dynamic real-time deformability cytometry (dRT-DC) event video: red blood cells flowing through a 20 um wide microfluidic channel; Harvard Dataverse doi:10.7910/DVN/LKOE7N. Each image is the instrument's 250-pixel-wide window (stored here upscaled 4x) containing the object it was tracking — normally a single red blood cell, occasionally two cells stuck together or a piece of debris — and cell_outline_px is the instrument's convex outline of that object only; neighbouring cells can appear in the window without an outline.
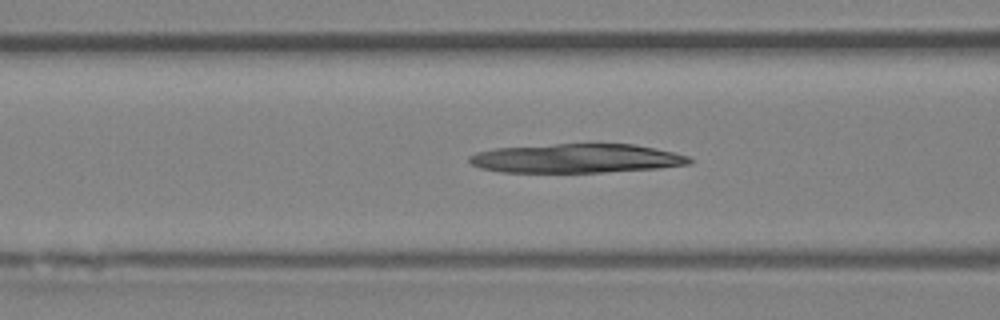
{"species": "Egyptian fruit bat (a non-hibernating species)", "species_latin": "Rousettus aegyptiacus", "temperature_condition": "room temperature", "stored_images_in_passage": 41, "camera_frame_rate_fps": 3000, "um_per_image_px": 0.085, "animal": {"sex": "female"}, "frame": {"image": 1, "passage_image": 18, "time_ms": 5.667, "image_size_px": [1000, 320], "cell_outline_px": [[692, 164], [660, 168], [604, 172], [500, 172], [480, 168], [472, 164], [468, 160], [468, 156], [476, 152], [496, 148], [556, 144], [636, 144], [656, 148], [688, 156], [692, 160]], "centroid_in_image_um": [49.01, 13.46], "position_along_channel_um": 117.6, "area_um2": 37.34}}
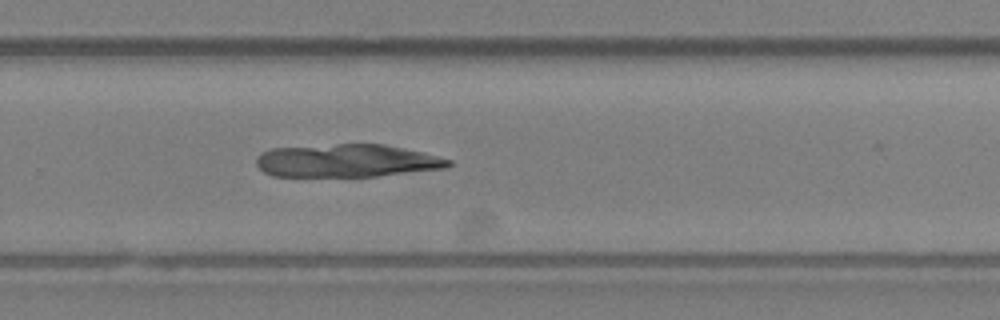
{"frame": {"image": 2, "passage_image": 31, "time_ms": 10.0, "image_size_px": [1000, 320], "cell_outline_px": [[452, 164], [448, 168], [376, 176], [272, 176], [264, 172], [256, 164], [256, 156], [260, 152], [272, 148], [336, 144], [384, 144], [404, 148], [452, 160]], "centroid_in_image_um": [29.46, 13.66], "position_along_channel_um": 300.3, "area_um2": 36.88}}
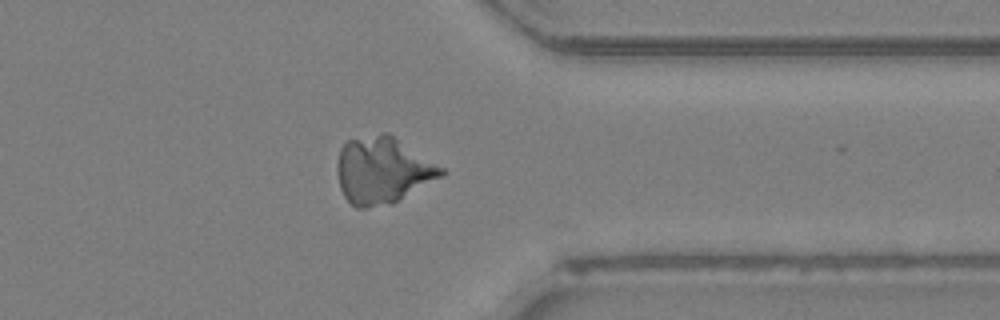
{"frame": {"image": 3, "passage_image": 37, "time_ms": 12.0, "image_size_px": [1000, 320], "cell_outline_px": [[444, 176], [392, 204], [368, 208], [356, 208], [344, 196], [340, 188], [336, 172], [336, 164], [340, 148], [348, 140], [384, 132], [388, 132], [444, 168]], "centroid_in_image_um": [32.51, 14.49], "position_along_channel_um": 378.9, "area_um2": 40.69}}